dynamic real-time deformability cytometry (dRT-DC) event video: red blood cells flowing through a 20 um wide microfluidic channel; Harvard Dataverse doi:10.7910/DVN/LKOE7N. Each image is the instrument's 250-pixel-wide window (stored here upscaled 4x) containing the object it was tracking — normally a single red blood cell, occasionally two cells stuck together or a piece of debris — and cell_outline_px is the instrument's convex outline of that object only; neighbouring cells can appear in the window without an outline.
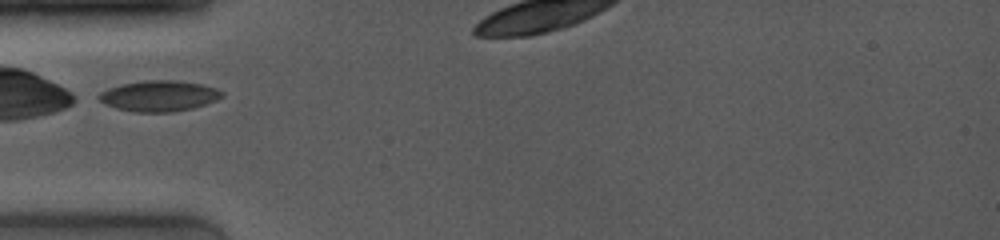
{"species": "common noctule bat (a hibernating species)", "species_latin": "Nyctalus noctula", "temperature_condition": "room temperature", "stored_images_in_passage": 15, "camera_frame_rate_fps": 4000, "um_per_image_px": 0.085, "animal": {"sex": "female", "body_mass_g": 19.0, "forearm_length_mm": 53.3}, "frame": {"image": 1, "passage_image": 1, "time_ms": 0.0, "image_size_px": [1000, 240], "cell_outline_px": [[224, 96], [216, 100], [192, 108], [176, 112], [132, 112], [116, 108], [104, 104], [92, 96], [108, 88], [124, 84], [148, 80], [172, 80], [200, 84], [216, 88], [224, 92]], "centroid_in_image_um": [13.47, 8.17], "position_along_channel_um": 71.5, "area_um2": 22.2}}